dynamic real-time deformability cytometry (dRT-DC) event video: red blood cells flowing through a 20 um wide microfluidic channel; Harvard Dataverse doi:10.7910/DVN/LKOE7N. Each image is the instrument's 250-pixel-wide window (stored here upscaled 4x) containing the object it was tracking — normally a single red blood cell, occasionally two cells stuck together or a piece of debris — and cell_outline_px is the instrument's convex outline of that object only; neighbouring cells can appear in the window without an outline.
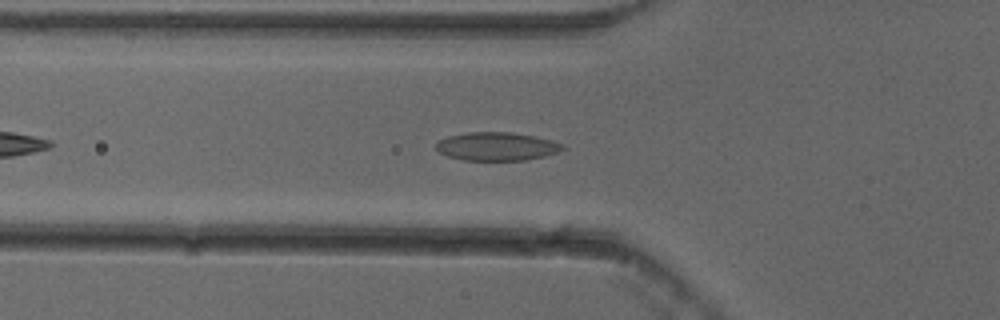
{"species": "common noctule bat (a hibernating species)", "species_latin": "Nyctalus noctula", "temperature_condition": "cold", "stored_images_in_passage": 42, "camera_frame_rate_fps": 3000, "um_per_image_px": 0.085, "animal": {"sex": "female"}, "frame": {"image": 1, "passage_image": 7, "time_ms": 2.0, "image_size_px": [1000, 320], "cell_outline_px": [[564, 148], [556, 152], [544, 156], [524, 160], [464, 160], [448, 156], [440, 152], [436, 148], [436, 140], [448, 136], [468, 132], [512, 132], [552, 140], [564, 144]], "centroid_in_image_um": [42.19, 12.44], "position_along_channel_um": 83.6, "area_um2": 20.81}}
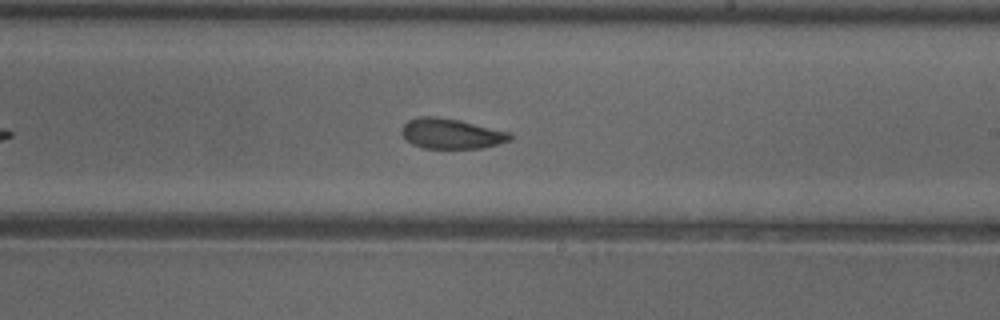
{"frame": {"image": 2, "passage_image": 20, "time_ms": 6.333, "image_size_px": [1000, 320], "cell_outline_px": [[512, 140], [480, 148], [424, 148], [412, 144], [400, 132], [404, 124], [408, 120], [420, 116], [436, 116], [460, 120], [512, 132]], "centroid_in_image_um": [38.38, 11.35], "position_along_channel_um": 250.6, "area_um2": 19.13}}
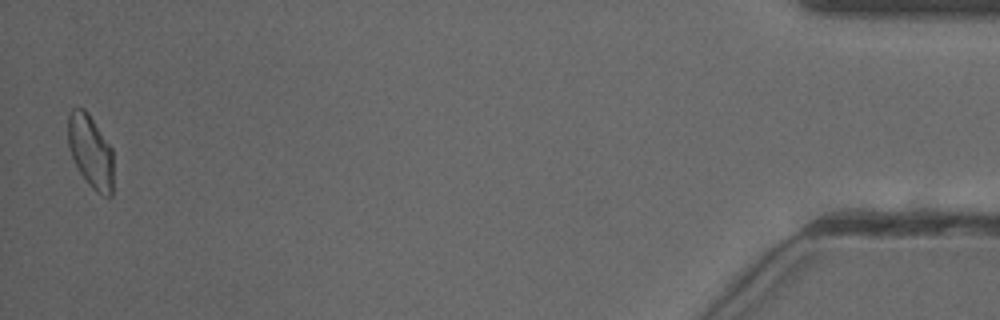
{"frame": {"image": 3, "passage_image": 41, "time_ms": 13.333, "image_size_px": [1000, 320], "cell_outline_px": [[112, 196], [104, 196], [96, 192], [88, 184], [80, 172], [72, 156], [68, 144], [68, 116], [72, 108], [84, 108], [88, 112], [112, 148]], "centroid_in_image_um": [7.7, 12.86], "position_along_channel_um": 427.5, "area_um2": 19.19}, "authors_computed_cell_mechanics": {"area_um2": 19.652, "velocity_mm_per_s": 3.8315, "shape_relaxation_time_tau1_ms": 6.6413, "shape_relaxation_time_tau2_ms": 2.1622, "deformation_change_tau1": 0.1294, "deformation_change_tau2": 0.0639}}